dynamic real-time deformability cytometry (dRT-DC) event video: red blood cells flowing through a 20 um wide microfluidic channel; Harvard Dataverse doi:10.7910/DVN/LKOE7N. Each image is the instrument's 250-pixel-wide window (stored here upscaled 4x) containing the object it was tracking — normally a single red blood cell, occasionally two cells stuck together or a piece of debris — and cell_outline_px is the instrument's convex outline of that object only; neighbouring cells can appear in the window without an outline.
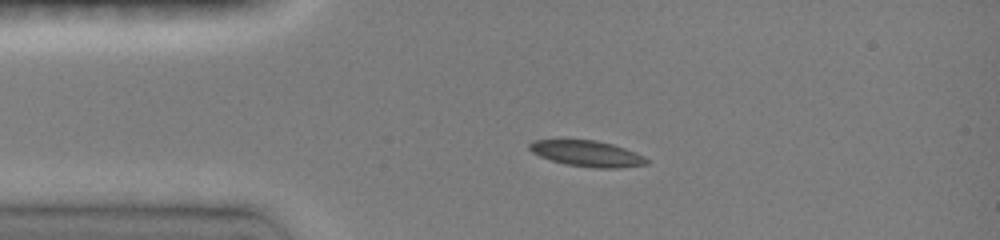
{"species": "common noctule bat (a hibernating species)", "species_latin": "Nyctalus noctula", "temperature_condition": "room temperature", "stored_images_in_passage": 52, "camera_frame_rate_fps": 3000, "um_per_image_px": 0.085, "animal": {"sex": "female", "body_mass_g": 19.0, "forearm_length_mm": 51.5}, "frame": {"image": 1, "passage_image": 1, "time_ms": 0.0, "image_size_px": [1000, 240], "cell_outline_px": [[648, 164], [620, 168], [596, 168], [564, 164], [540, 156], [532, 152], [528, 148], [528, 144], [532, 140], [596, 140], [612, 144], [636, 152], [644, 156], [648, 160]], "centroid_in_image_um": [49.91, 13.05], "position_along_channel_um": 35.1, "area_um2": 17.69}}
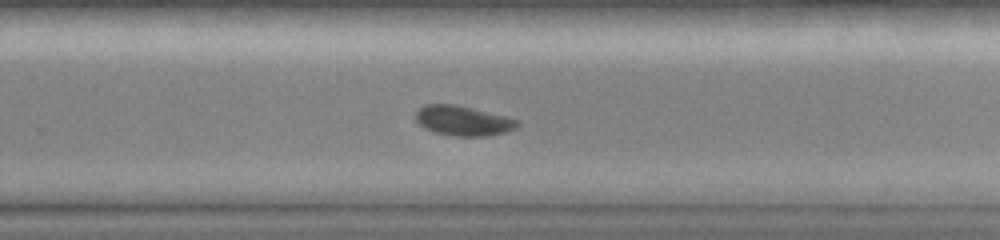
{"frame": {"image": 2, "passage_image": 31, "time_ms": 7.0, "image_size_px": [1000, 240], "cell_outline_px": [[520, 124], [516, 128], [504, 132], [484, 136], [456, 136], [436, 132], [424, 128], [416, 120], [416, 112], [424, 104], [456, 104], [520, 120]], "centroid_in_image_um": [39.36, 10.25], "position_along_channel_um": 290.4, "area_um2": 17.51}}
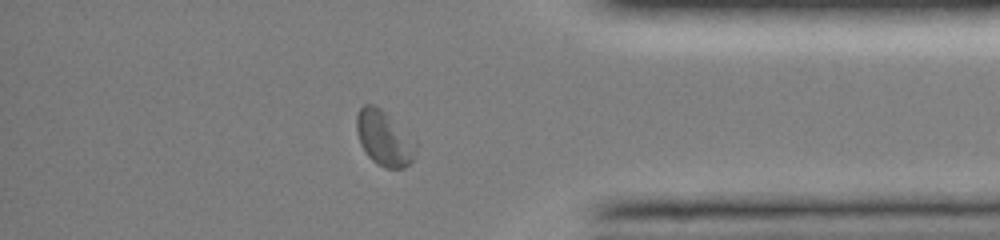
{"frame": {"image": 3, "passage_image": 45, "time_ms": 10.0, "image_size_px": [1000, 240], "cell_outline_px": [[416, 156], [404, 168], [384, 168], [372, 160], [368, 156], [360, 144], [356, 132], [356, 116], [360, 108], [364, 104], [372, 104], [380, 108], [416, 140]], "centroid_in_image_um": [32.65, 11.76], "position_along_channel_um": 402.6, "area_um2": 19.07}, "authors_computed_cell_mechanics": {"area_um2": 18.1492, "velocity_mm_per_s": 4.0297, "shape_relaxation_time_tau1_ms": 2.5529, "shape_relaxation_time_tau2_ms": 6.9901, "deformation_change_tau1": 0.1, "deformation_change_tau2": 0.0772}}